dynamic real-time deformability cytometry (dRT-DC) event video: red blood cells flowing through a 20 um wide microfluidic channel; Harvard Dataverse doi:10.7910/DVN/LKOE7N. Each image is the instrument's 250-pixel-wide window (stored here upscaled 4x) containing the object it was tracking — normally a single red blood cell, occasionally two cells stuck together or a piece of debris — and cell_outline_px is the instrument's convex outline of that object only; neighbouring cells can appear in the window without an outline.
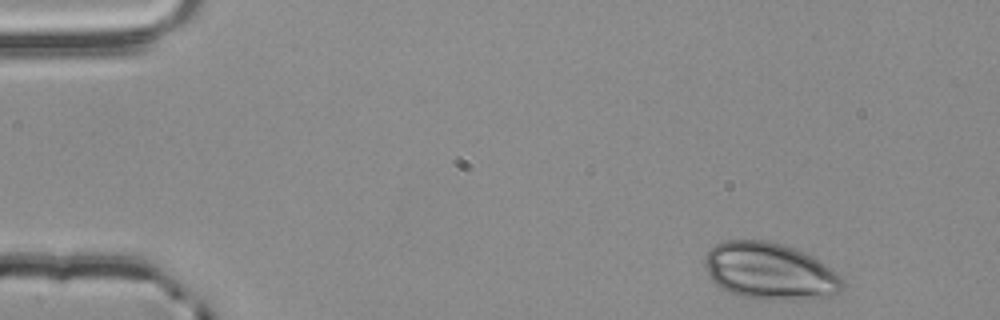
{"species": "common noctule bat (a hibernating species)", "species_latin": "Nyctalus noctula", "temperature_condition": "room temperature", "stored_images_in_passage": 3, "camera_frame_rate_fps": 3000, "um_per_image_px": 0.085, "animal": {"sex": "male", "body_mass_g": 20.4}, "frame": {"image": 1, "passage_image": 1, "time_ms": 0.0, "image_size_px": [1000, 320], "cell_outline_px": [[844, 288], [840, 292], [832, 296], [812, 300], [760, 300], [740, 296], [728, 292], [720, 288], [708, 276], [704, 268], [704, 256], [716, 244], [724, 240], [768, 240], [784, 244], [804, 252], [820, 260], [840, 276], [844, 280]], "centroid_in_image_um": [65.45, 23.08], "position_along_channel_um": 19.6, "area_um2": 46.64}}